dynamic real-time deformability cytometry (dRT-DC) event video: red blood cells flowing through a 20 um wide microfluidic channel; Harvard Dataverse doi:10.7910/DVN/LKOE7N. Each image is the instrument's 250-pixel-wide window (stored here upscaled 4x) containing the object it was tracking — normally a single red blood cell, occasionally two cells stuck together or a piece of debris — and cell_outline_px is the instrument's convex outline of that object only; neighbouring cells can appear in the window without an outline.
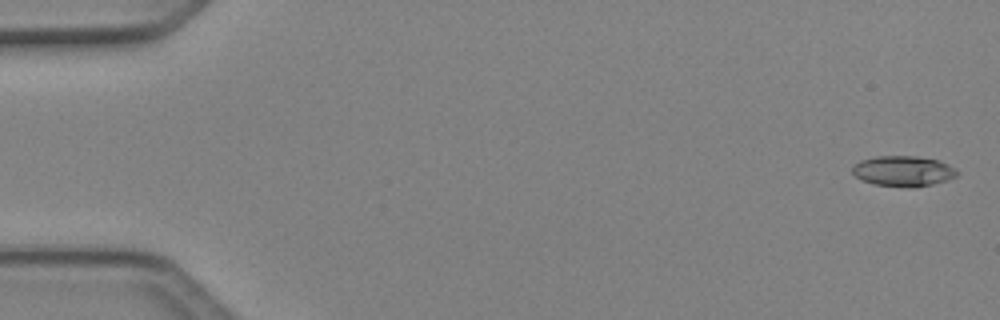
{"species": "Egyptian fruit bat (a non-hibernating species)", "species_latin": "Rousettus aegyptiacus", "temperature_condition": "cold", "stored_images_in_passage": 4, "camera_frame_rate_fps": 3000, "um_per_image_px": 0.085, "animal": {"sex": "female"}, "frame": {"image": 1, "passage_image": 1, "time_ms": 0.0, "image_size_px": [1000, 320], "cell_outline_px": [[960, 172], [956, 176], [948, 180], [932, 184], [912, 188], [908, 188], [872, 184], [860, 180], [852, 172], [852, 168], [860, 160], [876, 156], [916, 156], [940, 160], [956, 168]], "centroid_in_image_um": [76.8, 14.55], "position_along_channel_um": 8.2, "area_um2": 18.9}}
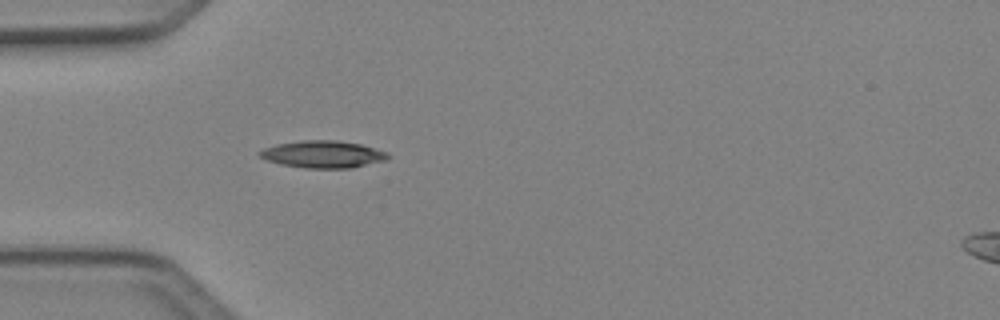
{"frame": {"image": 2, "passage_image": 4, "time_ms": 1.0, "image_size_px": [1000, 320], "cell_outline_px": [[392, 156], [388, 160], [352, 168], [304, 168], [280, 164], [256, 156], [256, 152], [264, 148], [276, 144], [300, 140], [336, 140], [360, 144], [388, 152]], "centroid_in_image_um": [27.45, 13.11], "position_along_channel_um": 57.6, "area_um2": 20.63}}